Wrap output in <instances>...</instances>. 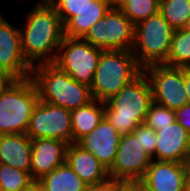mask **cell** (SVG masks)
<instances>
[{"mask_svg": "<svg viewBox=\"0 0 190 191\" xmlns=\"http://www.w3.org/2000/svg\"><path fill=\"white\" fill-rule=\"evenodd\" d=\"M142 71L149 81L153 102L174 111L187 104L183 67L154 64Z\"/></svg>", "mask_w": 190, "mask_h": 191, "instance_id": "10", "label": "cell"}, {"mask_svg": "<svg viewBox=\"0 0 190 191\" xmlns=\"http://www.w3.org/2000/svg\"><path fill=\"white\" fill-rule=\"evenodd\" d=\"M31 138L26 134L0 135V164L30 173Z\"/></svg>", "mask_w": 190, "mask_h": 191, "instance_id": "18", "label": "cell"}, {"mask_svg": "<svg viewBox=\"0 0 190 191\" xmlns=\"http://www.w3.org/2000/svg\"><path fill=\"white\" fill-rule=\"evenodd\" d=\"M86 191H114V179L109 178L103 183L90 185Z\"/></svg>", "mask_w": 190, "mask_h": 191, "instance_id": "31", "label": "cell"}, {"mask_svg": "<svg viewBox=\"0 0 190 191\" xmlns=\"http://www.w3.org/2000/svg\"><path fill=\"white\" fill-rule=\"evenodd\" d=\"M55 9L64 25L77 12L84 9L93 0H47Z\"/></svg>", "mask_w": 190, "mask_h": 191, "instance_id": "27", "label": "cell"}, {"mask_svg": "<svg viewBox=\"0 0 190 191\" xmlns=\"http://www.w3.org/2000/svg\"><path fill=\"white\" fill-rule=\"evenodd\" d=\"M32 157L30 174L33 180H40L66 162L68 145L56 139H31Z\"/></svg>", "mask_w": 190, "mask_h": 191, "instance_id": "14", "label": "cell"}, {"mask_svg": "<svg viewBox=\"0 0 190 191\" xmlns=\"http://www.w3.org/2000/svg\"><path fill=\"white\" fill-rule=\"evenodd\" d=\"M104 119V102L93 100L88 105L71 111L72 133L77 142L89 134Z\"/></svg>", "mask_w": 190, "mask_h": 191, "instance_id": "20", "label": "cell"}, {"mask_svg": "<svg viewBox=\"0 0 190 191\" xmlns=\"http://www.w3.org/2000/svg\"><path fill=\"white\" fill-rule=\"evenodd\" d=\"M112 6L106 0H93L64 24V36L83 38Z\"/></svg>", "mask_w": 190, "mask_h": 191, "instance_id": "19", "label": "cell"}, {"mask_svg": "<svg viewBox=\"0 0 190 191\" xmlns=\"http://www.w3.org/2000/svg\"><path fill=\"white\" fill-rule=\"evenodd\" d=\"M66 163L88 186L109 179L108 169L92 153L77 143L68 145Z\"/></svg>", "mask_w": 190, "mask_h": 191, "instance_id": "17", "label": "cell"}, {"mask_svg": "<svg viewBox=\"0 0 190 191\" xmlns=\"http://www.w3.org/2000/svg\"><path fill=\"white\" fill-rule=\"evenodd\" d=\"M159 13L174 30L182 29L190 19V0H160Z\"/></svg>", "mask_w": 190, "mask_h": 191, "instance_id": "23", "label": "cell"}, {"mask_svg": "<svg viewBox=\"0 0 190 191\" xmlns=\"http://www.w3.org/2000/svg\"><path fill=\"white\" fill-rule=\"evenodd\" d=\"M38 181L45 191H86L88 187L66 162Z\"/></svg>", "mask_w": 190, "mask_h": 191, "instance_id": "21", "label": "cell"}, {"mask_svg": "<svg viewBox=\"0 0 190 191\" xmlns=\"http://www.w3.org/2000/svg\"><path fill=\"white\" fill-rule=\"evenodd\" d=\"M22 191H45L44 187L38 180H33L24 190Z\"/></svg>", "mask_w": 190, "mask_h": 191, "instance_id": "34", "label": "cell"}, {"mask_svg": "<svg viewBox=\"0 0 190 191\" xmlns=\"http://www.w3.org/2000/svg\"><path fill=\"white\" fill-rule=\"evenodd\" d=\"M26 135L31 139H56L67 145L77 143L72 133L71 111L42 100L33 109Z\"/></svg>", "mask_w": 190, "mask_h": 191, "instance_id": "9", "label": "cell"}, {"mask_svg": "<svg viewBox=\"0 0 190 191\" xmlns=\"http://www.w3.org/2000/svg\"><path fill=\"white\" fill-rule=\"evenodd\" d=\"M143 180L152 191H185L182 163L152 160Z\"/></svg>", "mask_w": 190, "mask_h": 191, "instance_id": "16", "label": "cell"}, {"mask_svg": "<svg viewBox=\"0 0 190 191\" xmlns=\"http://www.w3.org/2000/svg\"><path fill=\"white\" fill-rule=\"evenodd\" d=\"M114 191H136V180H114Z\"/></svg>", "mask_w": 190, "mask_h": 191, "instance_id": "30", "label": "cell"}, {"mask_svg": "<svg viewBox=\"0 0 190 191\" xmlns=\"http://www.w3.org/2000/svg\"><path fill=\"white\" fill-rule=\"evenodd\" d=\"M31 78L44 102L72 111L94 100L90 86L74 80L55 63L33 66Z\"/></svg>", "mask_w": 190, "mask_h": 191, "instance_id": "3", "label": "cell"}, {"mask_svg": "<svg viewBox=\"0 0 190 191\" xmlns=\"http://www.w3.org/2000/svg\"><path fill=\"white\" fill-rule=\"evenodd\" d=\"M121 134L104 117L89 134L77 141V144L92 153L108 170L113 165L119 148Z\"/></svg>", "mask_w": 190, "mask_h": 191, "instance_id": "13", "label": "cell"}, {"mask_svg": "<svg viewBox=\"0 0 190 191\" xmlns=\"http://www.w3.org/2000/svg\"><path fill=\"white\" fill-rule=\"evenodd\" d=\"M182 164L184 168L185 178L186 180H190V148L188 153L184 157Z\"/></svg>", "mask_w": 190, "mask_h": 191, "instance_id": "33", "label": "cell"}, {"mask_svg": "<svg viewBox=\"0 0 190 191\" xmlns=\"http://www.w3.org/2000/svg\"><path fill=\"white\" fill-rule=\"evenodd\" d=\"M184 85L187 93V104L190 105V68H184Z\"/></svg>", "mask_w": 190, "mask_h": 191, "instance_id": "32", "label": "cell"}, {"mask_svg": "<svg viewBox=\"0 0 190 191\" xmlns=\"http://www.w3.org/2000/svg\"><path fill=\"white\" fill-rule=\"evenodd\" d=\"M175 112L176 121L182 125L190 135V105L185 104Z\"/></svg>", "mask_w": 190, "mask_h": 191, "instance_id": "29", "label": "cell"}, {"mask_svg": "<svg viewBox=\"0 0 190 191\" xmlns=\"http://www.w3.org/2000/svg\"><path fill=\"white\" fill-rule=\"evenodd\" d=\"M132 134L139 139L141 147L152 157V160H155L156 132L142 123L133 130Z\"/></svg>", "mask_w": 190, "mask_h": 191, "instance_id": "28", "label": "cell"}, {"mask_svg": "<svg viewBox=\"0 0 190 191\" xmlns=\"http://www.w3.org/2000/svg\"><path fill=\"white\" fill-rule=\"evenodd\" d=\"M182 29L190 33V19L187 21Z\"/></svg>", "mask_w": 190, "mask_h": 191, "instance_id": "38", "label": "cell"}, {"mask_svg": "<svg viewBox=\"0 0 190 191\" xmlns=\"http://www.w3.org/2000/svg\"><path fill=\"white\" fill-rule=\"evenodd\" d=\"M111 6H117L122 0H106Z\"/></svg>", "mask_w": 190, "mask_h": 191, "instance_id": "37", "label": "cell"}, {"mask_svg": "<svg viewBox=\"0 0 190 191\" xmlns=\"http://www.w3.org/2000/svg\"><path fill=\"white\" fill-rule=\"evenodd\" d=\"M174 32L159 12L135 25L132 52L142 69L167 61Z\"/></svg>", "mask_w": 190, "mask_h": 191, "instance_id": "6", "label": "cell"}, {"mask_svg": "<svg viewBox=\"0 0 190 191\" xmlns=\"http://www.w3.org/2000/svg\"><path fill=\"white\" fill-rule=\"evenodd\" d=\"M102 51L83 38L64 36L54 63L74 80L91 87Z\"/></svg>", "mask_w": 190, "mask_h": 191, "instance_id": "7", "label": "cell"}, {"mask_svg": "<svg viewBox=\"0 0 190 191\" xmlns=\"http://www.w3.org/2000/svg\"><path fill=\"white\" fill-rule=\"evenodd\" d=\"M153 102L149 81L143 71L104 102V117L121 134L126 135L145 122Z\"/></svg>", "mask_w": 190, "mask_h": 191, "instance_id": "2", "label": "cell"}, {"mask_svg": "<svg viewBox=\"0 0 190 191\" xmlns=\"http://www.w3.org/2000/svg\"><path fill=\"white\" fill-rule=\"evenodd\" d=\"M155 132V160L182 163L190 148L187 130L176 121Z\"/></svg>", "mask_w": 190, "mask_h": 191, "instance_id": "15", "label": "cell"}, {"mask_svg": "<svg viewBox=\"0 0 190 191\" xmlns=\"http://www.w3.org/2000/svg\"><path fill=\"white\" fill-rule=\"evenodd\" d=\"M141 146L132 133L121 135L115 161L108 170L110 179L138 180L144 177L152 157Z\"/></svg>", "mask_w": 190, "mask_h": 191, "instance_id": "12", "label": "cell"}, {"mask_svg": "<svg viewBox=\"0 0 190 191\" xmlns=\"http://www.w3.org/2000/svg\"><path fill=\"white\" fill-rule=\"evenodd\" d=\"M21 18L22 52L35 65L54 63L64 38V25L47 0H36Z\"/></svg>", "mask_w": 190, "mask_h": 191, "instance_id": "1", "label": "cell"}, {"mask_svg": "<svg viewBox=\"0 0 190 191\" xmlns=\"http://www.w3.org/2000/svg\"><path fill=\"white\" fill-rule=\"evenodd\" d=\"M173 122H176V112L174 110L152 102L144 123L156 131L159 130V127H165Z\"/></svg>", "mask_w": 190, "mask_h": 191, "instance_id": "26", "label": "cell"}, {"mask_svg": "<svg viewBox=\"0 0 190 191\" xmlns=\"http://www.w3.org/2000/svg\"><path fill=\"white\" fill-rule=\"evenodd\" d=\"M185 191H190V180H186Z\"/></svg>", "mask_w": 190, "mask_h": 191, "instance_id": "39", "label": "cell"}, {"mask_svg": "<svg viewBox=\"0 0 190 191\" xmlns=\"http://www.w3.org/2000/svg\"><path fill=\"white\" fill-rule=\"evenodd\" d=\"M165 65L190 68V33L178 29L172 37L171 47Z\"/></svg>", "mask_w": 190, "mask_h": 191, "instance_id": "22", "label": "cell"}, {"mask_svg": "<svg viewBox=\"0 0 190 191\" xmlns=\"http://www.w3.org/2000/svg\"><path fill=\"white\" fill-rule=\"evenodd\" d=\"M39 101L32 78L11 79L0 89V135L26 134Z\"/></svg>", "mask_w": 190, "mask_h": 191, "instance_id": "4", "label": "cell"}, {"mask_svg": "<svg viewBox=\"0 0 190 191\" xmlns=\"http://www.w3.org/2000/svg\"><path fill=\"white\" fill-rule=\"evenodd\" d=\"M134 33L135 25L117 6H112L105 16L89 29L83 39L103 50L132 51Z\"/></svg>", "mask_w": 190, "mask_h": 191, "instance_id": "8", "label": "cell"}, {"mask_svg": "<svg viewBox=\"0 0 190 191\" xmlns=\"http://www.w3.org/2000/svg\"><path fill=\"white\" fill-rule=\"evenodd\" d=\"M141 72L132 51L103 50L91 85L93 99L106 102Z\"/></svg>", "mask_w": 190, "mask_h": 191, "instance_id": "5", "label": "cell"}, {"mask_svg": "<svg viewBox=\"0 0 190 191\" xmlns=\"http://www.w3.org/2000/svg\"><path fill=\"white\" fill-rule=\"evenodd\" d=\"M32 181L28 171L0 164V191H22Z\"/></svg>", "mask_w": 190, "mask_h": 191, "instance_id": "25", "label": "cell"}, {"mask_svg": "<svg viewBox=\"0 0 190 191\" xmlns=\"http://www.w3.org/2000/svg\"><path fill=\"white\" fill-rule=\"evenodd\" d=\"M10 80L11 78L0 69V89L4 87Z\"/></svg>", "mask_w": 190, "mask_h": 191, "instance_id": "36", "label": "cell"}, {"mask_svg": "<svg viewBox=\"0 0 190 191\" xmlns=\"http://www.w3.org/2000/svg\"><path fill=\"white\" fill-rule=\"evenodd\" d=\"M160 0H122L117 7L134 24L148 19L159 12Z\"/></svg>", "mask_w": 190, "mask_h": 191, "instance_id": "24", "label": "cell"}, {"mask_svg": "<svg viewBox=\"0 0 190 191\" xmlns=\"http://www.w3.org/2000/svg\"><path fill=\"white\" fill-rule=\"evenodd\" d=\"M136 191H152V189L141 179L136 180Z\"/></svg>", "mask_w": 190, "mask_h": 191, "instance_id": "35", "label": "cell"}, {"mask_svg": "<svg viewBox=\"0 0 190 191\" xmlns=\"http://www.w3.org/2000/svg\"><path fill=\"white\" fill-rule=\"evenodd\" d=\"M0 69L11 79H26L32 72L22 52L19 24H12L5 15L0 17Z\"/></svg>", "mask_w": 190, "mask_h": 191, "instance_id": "11", "label": "cell"}]
</instances>
